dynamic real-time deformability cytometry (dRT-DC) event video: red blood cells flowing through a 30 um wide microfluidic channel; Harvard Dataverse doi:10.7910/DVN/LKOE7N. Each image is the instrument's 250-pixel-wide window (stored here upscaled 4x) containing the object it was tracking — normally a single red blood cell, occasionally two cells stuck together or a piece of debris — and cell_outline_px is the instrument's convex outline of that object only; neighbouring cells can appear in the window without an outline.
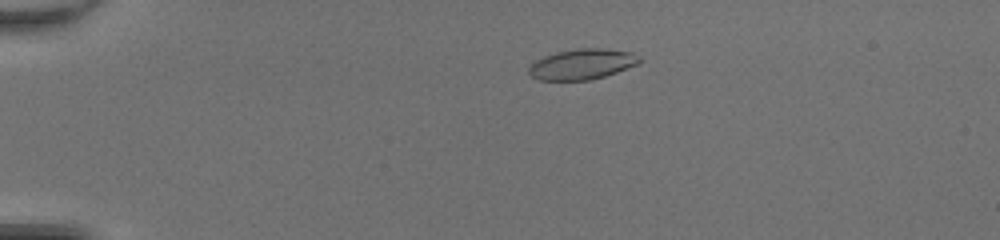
{"species": "common noctule bat (a hibernating species)", "species_latin": "Nyctalus noctula", "temperature_condition": "room temperature", "stored_images_in_passage": 49, "camera_frame_rate_fps": 3000, "um_per_image_px": 0.085, "animal": {"sex": "female", "body_mass_g": 20.0, "forearm_length_mm": 54.0}, "frame": {"image": 1, "passage_image": 11, "time_ms": 3.333, "image_size_px": [1000, 240], "cell_outline_px": [[644, 60], [636, 64], [616, 72], [604, 76], [588, 80], [540, 80], [532, 76], [528, 72], [528, 68], [536, 60], [544, 56], [556, 52], [580, 48], [600, 48], [632, 52], [640, 56]], "centroid_in_image_um": [49.49, 5.45], "position_along_channel_um": 35.5, "area_um2": 19.54}}
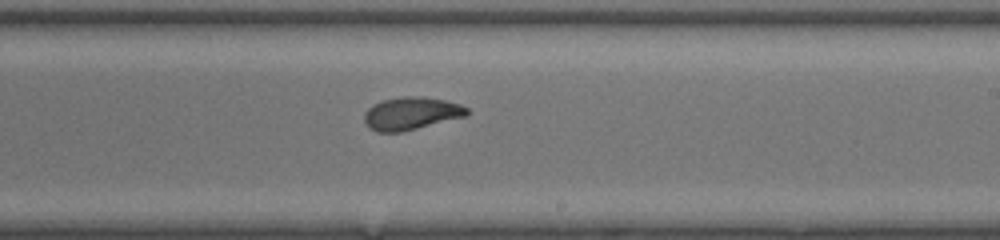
{"frame": {"image": 2, "passage_image": 31, "time_ms": 10.0, "image_size_px": [1000, 240], "cell_outline_px": [[468, 116], [400, 132], [376, 132], [368, 128], [364, 124], [364, 112], [372, 104], [384, 100], [400, 96], [420, 96], [444, 100], [460, 104], [468, 108]], "centroid_in_image_um": [34.92, 9.64], "position_along_channel_um": 254.1, "area_um2": 19.77}}
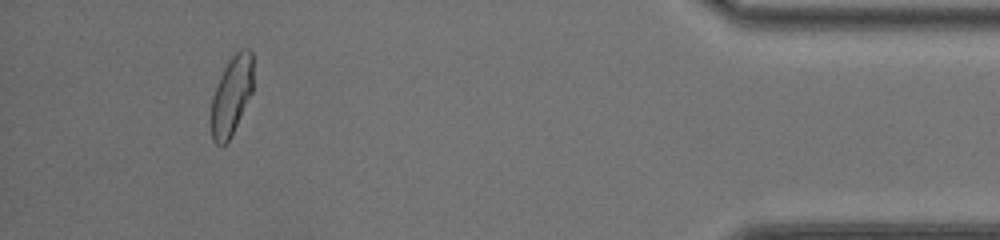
{"frame": {"image": 3, "passage_image": 46, "time_ms": 15.0, "image_size_px": [1000, 240], "cell_outline_px": [[252, 92], [232, 136], [224, 144], [216, 144], [212, 140], [212, 96], [220, 76], [228, 60], [240, 48], [248, 48], [252, 52]], "centroid_in_image_um": [19.69, 8.1], "position_along_channel_um": 415.5, "area_um2": 19.19}, "authors_computed_cell_mechanics": {"area_um2": 19.7676, "velocity_mm_per_s": 4.3063, "shape_relaxation_time_tau1_ms": 7.3584, "shape_relaxation_time_tau2_ms": 1.3466, "deformation_change_tau1": 0.2305, "deformation_change_tau2": 0.0738}}